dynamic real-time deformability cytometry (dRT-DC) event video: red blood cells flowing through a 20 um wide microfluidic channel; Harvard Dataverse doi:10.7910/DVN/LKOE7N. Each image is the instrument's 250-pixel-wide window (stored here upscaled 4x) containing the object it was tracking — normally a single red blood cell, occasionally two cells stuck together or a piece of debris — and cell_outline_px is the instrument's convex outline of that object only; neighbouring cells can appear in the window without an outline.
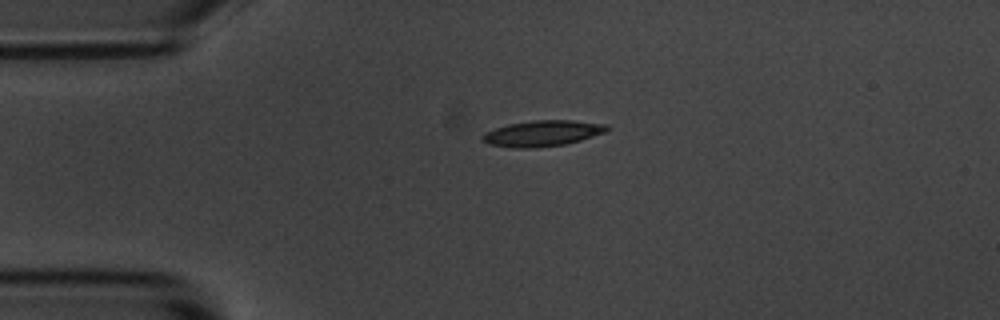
{"species": "common noctule bat (a hibernating species)", "species_latin": "Nyctalus noctula", "temperature_condition": "room temperature", "stored_images_in_passage": 2, "camera_frame_rate_fps": 3000, "um_per_image_px": 0.085, "animal": {"sex": "male", "body_mass_g": 20.1, "forearm_length_mm": 53.5}, "frame": {"image": 1, "passage_image": 2, "time_ms": 1.333, "image_size_px": [1000, 320], "cell_outline_px": [[608, 128], [604, 132], [580, 140], [564, 144], [536, 148], [512, 148], [488, 144], [480, 140], [480, 136], [484, 132], [508, 124], [536, 120], [572, 120], [608, 124]], "centroid_in_image_um": [46.04, 11.34], "position_along_channel_um": 39.0, "area_um2": 18.79}}